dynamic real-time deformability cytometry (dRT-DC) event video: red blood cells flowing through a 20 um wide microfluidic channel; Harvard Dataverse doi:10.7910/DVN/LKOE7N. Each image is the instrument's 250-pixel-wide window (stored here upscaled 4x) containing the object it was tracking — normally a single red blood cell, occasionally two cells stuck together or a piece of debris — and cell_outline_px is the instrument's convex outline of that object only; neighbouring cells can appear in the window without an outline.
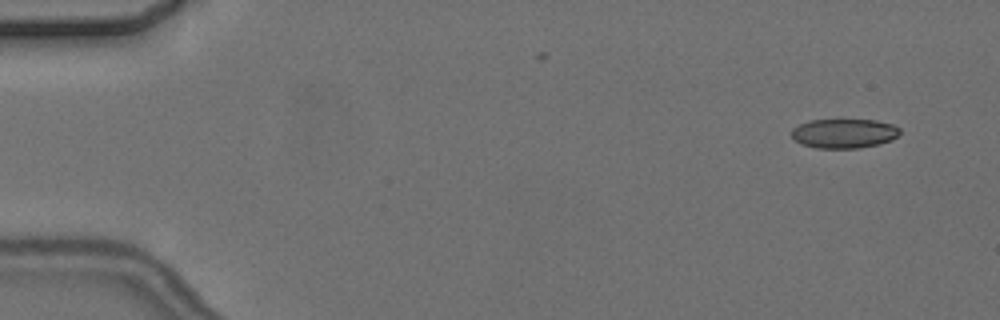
{"species": "common noctule bat (a hibernating species)", "species_latin": "Nyctalus noctula", "temperature_condition": "cold", "stored_images_in_passage": 9, "camera_frame_rate_fps": 3000, "um_per_image_px": 0.085, "animal": {"sex": "female", "body_mass_g": 24.6, "forearm_length_mm": 56.2}, "frame": {"image": 1, "passage_image": 1, "time_ms": 0.0, "image_size_px": [1000, 320], "cell_outline_px": [[900, 132], [892, 140], [880, 144], [860, 148], [816, 148], [804, 144], [796, 140], [792, 136], [792, 128], [808, 120], [876, 120], [892, 124], [900, 128]], "centroid_in_image_um": [71.77, 11.34], "position_along_channel_um": 13.2, "area_um2": 18.5}}
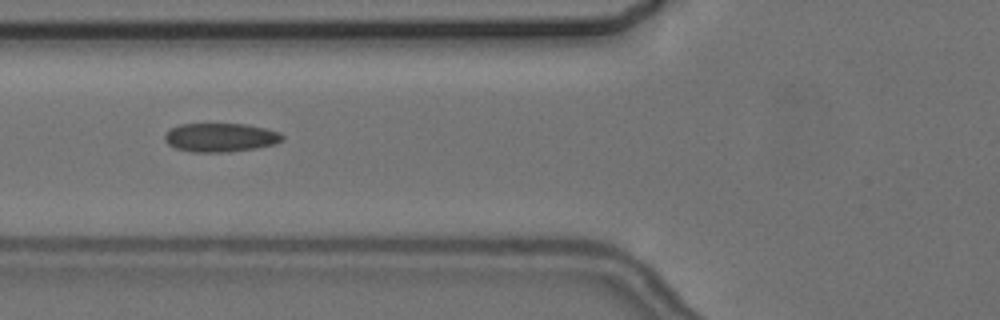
{"frame": {"image": 2, "passage_image": 6, "time_ms": 6.0, "image_size_px": [1000, 320], "cell_outline_px": [[284, 140], [272, 144], [256, 148], [228, 152], [192, 152], [176, 148], [168, 144], [164, 140], [164, 136], [172, 128], [180, 124], [248, 124], [280, 132], [284, 136]], "centroid_in_image_um": [18.75, 11.68], "position_along_channel_um": 107.0, "area_um2": 19.65}}
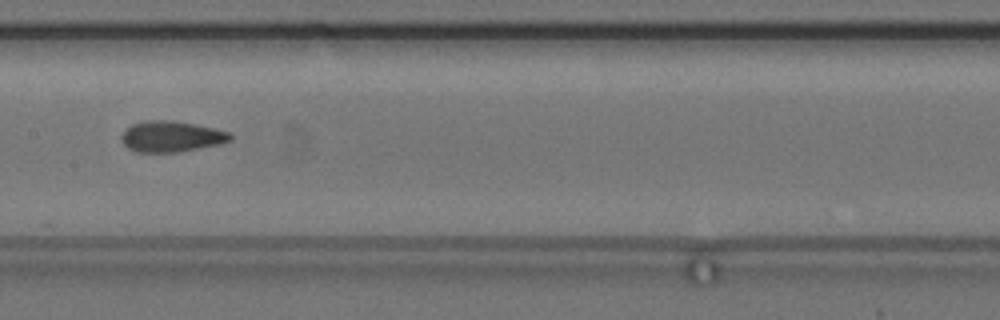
{"frame": {"image": 3, "passage_image": 8, "time_ms": 8.333, "image_size_px": [1000, 320], "cell_outline_px": [[232, 140], [220, 144], [180, 152], [136, 152], [128, 148], [124, 144], [120, 136], [132, 124], [144, 120], [172, 120], [196, 124], [216, 128], [228, 132], [232, 136]], "centroid_in_image_um": [14.58, 11.6], "position_along_channel_um": 192.8, "area_um2": 19.71}}